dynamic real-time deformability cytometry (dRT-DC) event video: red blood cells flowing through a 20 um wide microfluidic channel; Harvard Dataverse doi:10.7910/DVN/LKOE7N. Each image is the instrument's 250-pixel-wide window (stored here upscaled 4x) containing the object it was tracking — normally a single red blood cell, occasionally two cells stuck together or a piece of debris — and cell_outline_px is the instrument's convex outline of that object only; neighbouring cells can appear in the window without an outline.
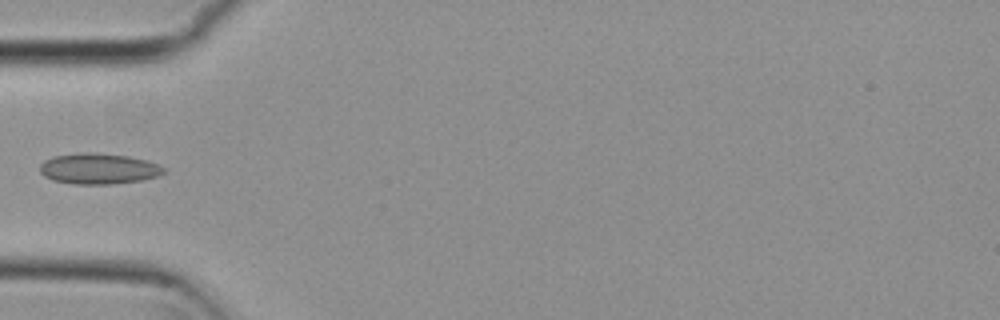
{"species": "common noctule bat (a hibernating species)", "species_latin": "Nyctalus noctula", "temperature_condition": "cold", "stored_images_in_passage": 5, "camera_frame_rate_fps": 3000, "um_per_image_px": 0.085, "animal": {"sex": "female", "body_mass_g": 29.2, "forearm_length_mm": 56.3}, "frame": {"image": 1, "passage_image": 5, "time_ms": 1.333, "image_size_px": [1000, 320], "cell_outline_px": [[164, 172], [156, 176], [140, 180], [112, 184], [76, 184], [52, 180], [44, 176], [40, 172], [40, 164], [44, 160], [52, 156], [80, 152], [96, 152], [128, 156], [148, 160], [164, 168]], "centroid_in_image_um": [8.33, 14.32], "position_along_channel_um": 76.7, "area_um2": 22.25}}